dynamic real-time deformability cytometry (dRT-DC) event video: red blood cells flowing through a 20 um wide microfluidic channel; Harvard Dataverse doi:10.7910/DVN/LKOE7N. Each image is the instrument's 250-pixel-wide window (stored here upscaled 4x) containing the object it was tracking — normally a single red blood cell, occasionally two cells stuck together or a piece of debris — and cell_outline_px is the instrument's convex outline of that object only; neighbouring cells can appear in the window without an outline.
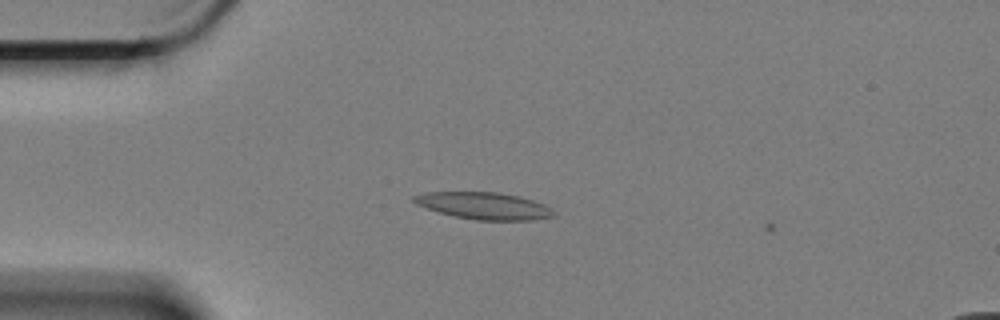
{"species": "Egyptian fruit bat (a non-hibernating species)", "species_latin": "Rousettus aegyptiacus", "temperature_condition": "cold", "stored_images_in_passage": 3, "camera_frame_rate_fps": 3000, "um_per_image_px": 0.085, "animal": {"sex": "female"}, "frame": {"image": 1, "passage_image": 2, "time_ms": 0.333, "image_size_px": [1000, 320], "cell_outline_px": [[556, 216], [532, 220], [476, 220], [456, 216], [440, 212], [416, 204], [412, 200], [412, 196], [428, 192], [496, 192], [520, 196], [544, 204], [556, 212]], "centroid_in_image_um": [41.18, 17.49], "position_along_channel_um": 43.8, "area_um2": 21.85}}